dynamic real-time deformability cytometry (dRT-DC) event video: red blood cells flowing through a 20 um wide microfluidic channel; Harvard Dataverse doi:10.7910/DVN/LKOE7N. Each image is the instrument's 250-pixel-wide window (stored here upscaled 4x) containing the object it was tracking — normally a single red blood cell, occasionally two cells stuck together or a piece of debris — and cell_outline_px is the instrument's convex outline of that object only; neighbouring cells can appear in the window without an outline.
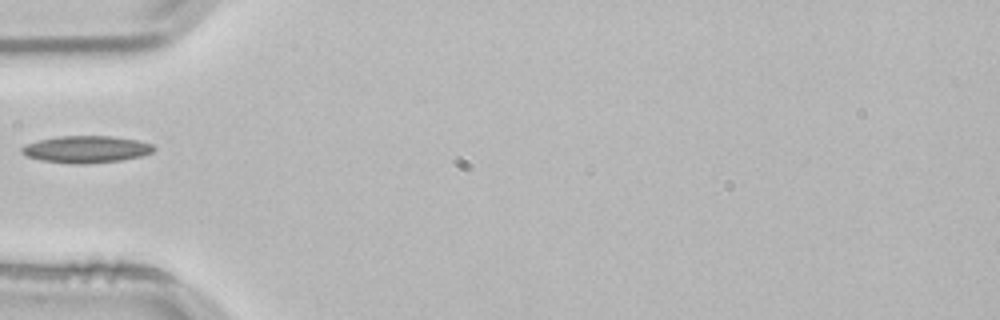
{"species": "common noctule bat (a hibernating species)", "species_latin": "Nyctalus noctula", "temperature_condition": "room temperature", "stored_images_in_passage": 36, "camera_frame_rate_fps": 3000, "um_per_image_px": 0.085, "animal": {"sex": "male", "body_mass_g": 21.5, "forearm_length_mm": 52.0}, "frame": {"image": 1, "passage_image": 1, "time_ms": 0.0, "image_size_px": [1000, 320], "cell_outline_px": [[156, 148], [152, 152], [140, 156], [120, 160], [84, 164], [72, 164], [40, 160], [28, 156], [20, 152], [20, 148], [24, 144], [40, 140], [60, 136], [112, 136], [136, 140], [152, 144]], "centroid_in_image_um": [7.3, 12.69], "position_along_channel_um": 77.7, "area_um2": 20.69}}